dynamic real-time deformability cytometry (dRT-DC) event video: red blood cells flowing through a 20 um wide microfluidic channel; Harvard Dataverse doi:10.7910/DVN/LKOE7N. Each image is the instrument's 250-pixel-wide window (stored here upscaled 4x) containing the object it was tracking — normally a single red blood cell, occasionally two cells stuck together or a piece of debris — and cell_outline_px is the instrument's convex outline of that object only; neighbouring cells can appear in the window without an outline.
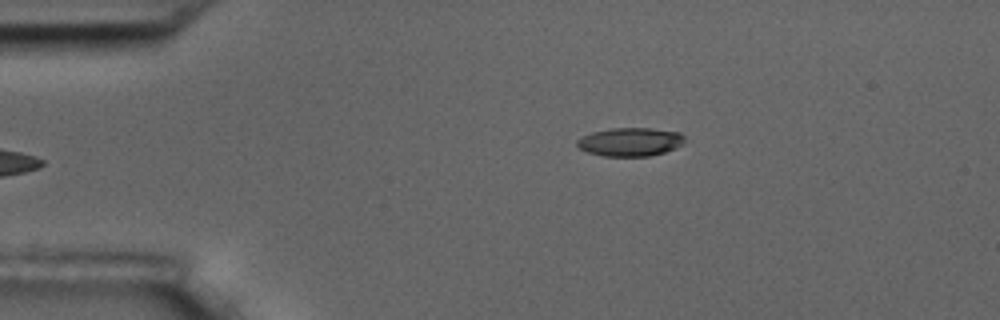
{"species": "common noctule bat (a hibernating species)", "species_latin": "Nyctalus noctula", "temperature_condition": "room temperature", "stored_images_in_passage": 5, "camera_frame_rate_fps": 3000, "um_per_image_px": 0.085, "animal": {"sex": "male", "body_mass_g": 17.5, "forearm_length_mm": 52.3}, "frame": {"image": 1, "passage_image": 5, "time_ms": 4.667, "image_size_px": [1000, 320], "cell_outline_px": [[684, 144], [676, 148], [664, 152], [648, 156], [604, 156], [588, 152], [580, 148], [576, 144], [576, 140], [580, 136], [592, 132], [612, 128], [648, 128], [680, 132], [684, 136]], "centroid_in_image_um": [53.56, 12.05], "position_along_channel_um": 31.4, "area_um2": 17.92}}